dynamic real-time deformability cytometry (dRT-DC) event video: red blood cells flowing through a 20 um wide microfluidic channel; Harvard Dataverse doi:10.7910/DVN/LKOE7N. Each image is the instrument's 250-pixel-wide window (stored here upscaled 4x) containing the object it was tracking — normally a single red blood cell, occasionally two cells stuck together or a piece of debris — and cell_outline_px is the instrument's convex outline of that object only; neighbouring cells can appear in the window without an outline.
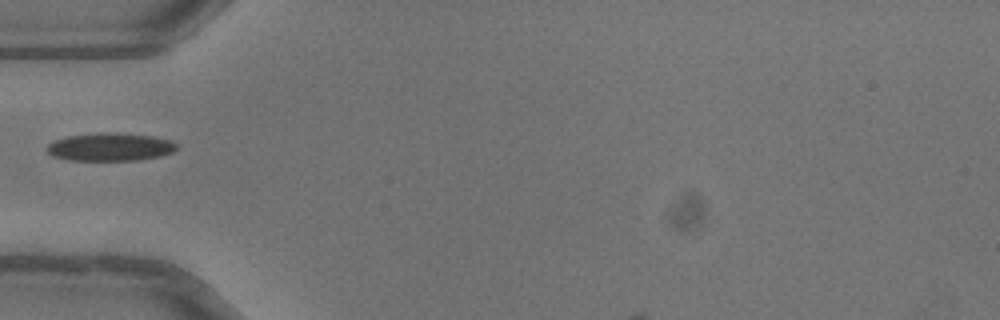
{"species": "common noctule bat (a hibernating species)", "species_latin": "Nyctalus noctula", "temperature_condition": "warm", "stored_images_in_passage": 32, "camera_frame_rate_fps": 3000, "um_per_image_px": 0.085, "animal": {"sex": "female"}, "frame": {"image": 1, "passage_image": 1, "time_ms": 0.0, "image_size_px": [1000, 320], "cell_outline_px": [[176, 148], [172, 152], [160, 156], [140, 160], [72, 160], [52, 156], [48, 152], [48, 144], [52, 140], [68, 136], [100, 132], [116, 132], [152, 136], [168, 140], [176, 144]], "centroid_in_image_um": [9.34, 12.48], "position_along_channel_um": 75.7, "area_um2": 21.1}}